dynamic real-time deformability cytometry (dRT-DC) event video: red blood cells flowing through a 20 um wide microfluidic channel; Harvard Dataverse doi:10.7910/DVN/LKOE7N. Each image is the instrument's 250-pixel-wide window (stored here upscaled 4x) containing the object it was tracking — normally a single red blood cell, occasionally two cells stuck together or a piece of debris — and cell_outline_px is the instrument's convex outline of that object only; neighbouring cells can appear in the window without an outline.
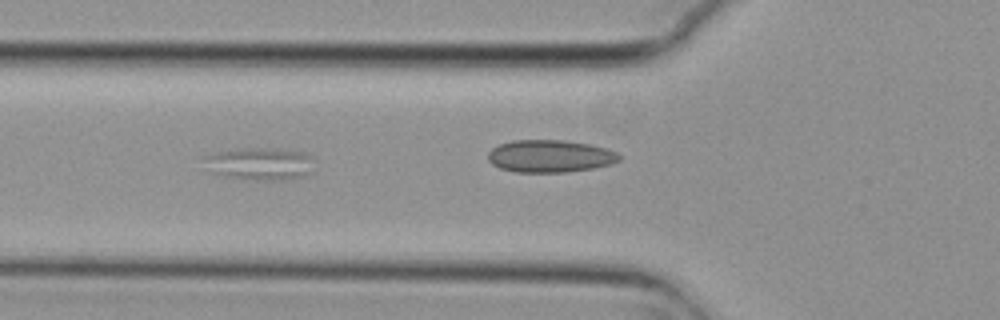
{"species": "common noctule bat (a hibernating species)", "species_latin": "Nyctalus noctula", "temperature_condition": "cold", "stored_images_in_passage": 9, "camera_frame_rate_fps": 3000, "um_per_image_px": 0.085, "animal": {"sex": "female", "body_mass_g": 29.2, "forearm_length_mm": 56.3}, "frame": {"image": 1, "passage_image": 7, "time_ms": 2.0, "image_size_px": [1000, 320], "cell_outline_px": [[316, 172], [296, 180], [256, 180], [224, 176], [212, 172], [200, 156], [212, 152], [248, 148], [260, 148], [304, 152], [312, 156], [316, 160]], "centroid_in_image_um": [22.2, 13.94], "position_along_channel_um": 103.6, "area_um2": 21.56}}
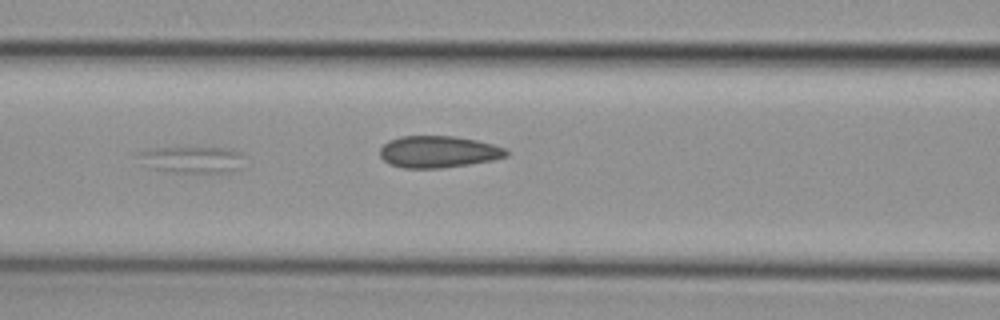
{"frame": {"image": 2, "passage_image": 8, "time_ms": 2.333, "image_size_px": [1000, 320], "cell_outline_px": [[240, 168], [228, 172], [172, 172], [152, 168], [136, 152], [156, 148], [228, 148], [236, 152]], "centroid_in_image_um": [16.28, 13.57], "position_along_channel_um": 150.3, "area_um2": 15.43}}
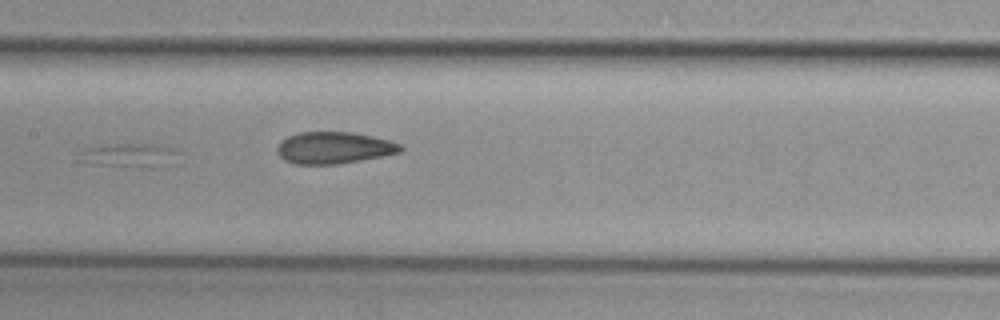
{"frame": {"image": 3, "passage_image": 9, "time_ms": 2.667, "image_size_px": [1000, 320], "cell_outline_px": [[180, 152], [176, 164], [148, 168], [132, 168], [92, 164], [76, 160], [80, 152], [88, 148], [116, 144], [152, 144], [176, 148]], "centroid_in_image_um": [11.1, 13.24], "position_along_channel_um": 196.3, "area_um2": 14.45}}